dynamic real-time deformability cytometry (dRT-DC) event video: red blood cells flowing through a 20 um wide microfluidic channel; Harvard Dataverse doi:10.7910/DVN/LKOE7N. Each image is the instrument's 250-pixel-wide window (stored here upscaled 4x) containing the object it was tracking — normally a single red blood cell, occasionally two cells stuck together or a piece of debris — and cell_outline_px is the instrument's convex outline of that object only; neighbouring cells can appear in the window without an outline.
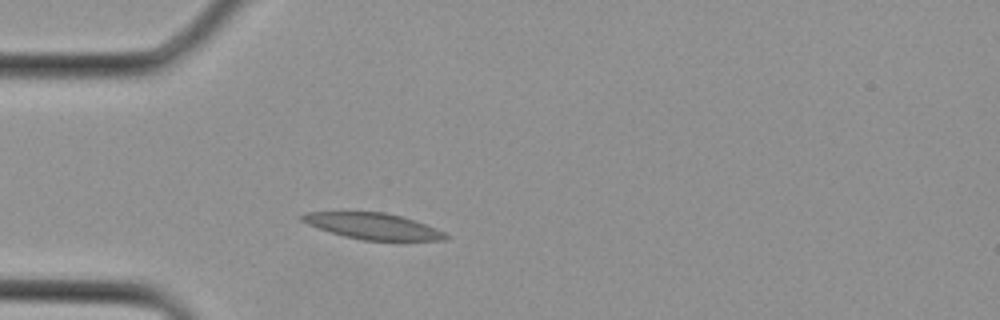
{"species": "Egyptian fruit bat (a non-hibernating species)", "species_latin": "Rousettus aegyptiacus", "temperature_condition": "cold", "stored_images_in_passage": 4, "camera_frame_rate_fps": 3000, "um_per_image_px": 0.085, "animal": {"sex": "female"}, "frame": {"image": 1, "passage_image": 4, "time_ms": 1.0, "image_size_px": [1000, 320], "cell_outline_px": [[448, 236], [444, 240], [360, 240], [344, 236], [308, 224], [300, 220], [300, 216], [304, 212], [384, 212], [416, 220], [436, 228], [444, 232]], "centroid_in_image_um": [31.7, 19.21], "position_along_channel_um": 53.3, "area_um2": 21.62}}